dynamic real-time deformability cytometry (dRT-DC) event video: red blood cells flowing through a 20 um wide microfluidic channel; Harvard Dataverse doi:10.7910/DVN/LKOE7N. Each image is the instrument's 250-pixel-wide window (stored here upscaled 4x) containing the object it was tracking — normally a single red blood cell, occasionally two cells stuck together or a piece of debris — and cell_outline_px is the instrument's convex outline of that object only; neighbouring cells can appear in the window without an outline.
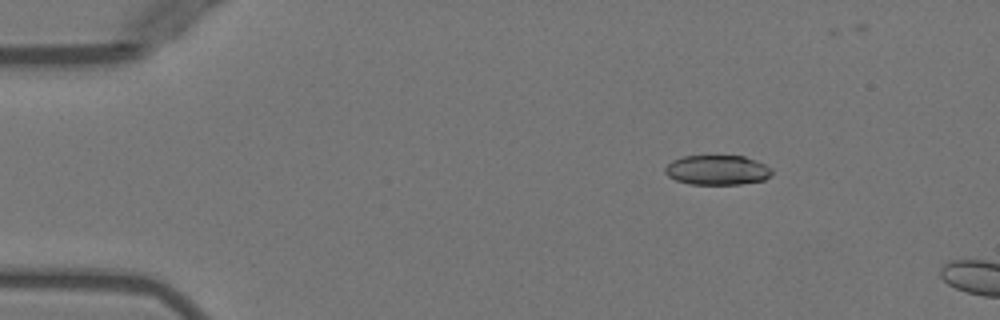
{"species": "Egyptian fruit bat (a non-hibernating species)", "species_latin": "Rousettus aegyptiacus", "temperature_condition": "warm", "stored_images_in_passage": 6, "camera_frame_rate_fps": 3000, "um_per_image_px": 0.085, "animal": {"sex": "female"}, "frame": {"image": 1, "passage_image": 2, "time_ms": 0.333, "image_size_px": [1000, 320], "cell_outline_px": [[772, 172], [764, 180], [740, 184], [688, 184], [676, 180], [668, 176], [664, 172], [664, 168], [672, 160], [684, 156], [744, 156], [756, 160], [772, 168]], "centroid_in_image_um": [60.95, 14.45], "position_along_channel_um": 24.1, "area_um2": 18.5}}